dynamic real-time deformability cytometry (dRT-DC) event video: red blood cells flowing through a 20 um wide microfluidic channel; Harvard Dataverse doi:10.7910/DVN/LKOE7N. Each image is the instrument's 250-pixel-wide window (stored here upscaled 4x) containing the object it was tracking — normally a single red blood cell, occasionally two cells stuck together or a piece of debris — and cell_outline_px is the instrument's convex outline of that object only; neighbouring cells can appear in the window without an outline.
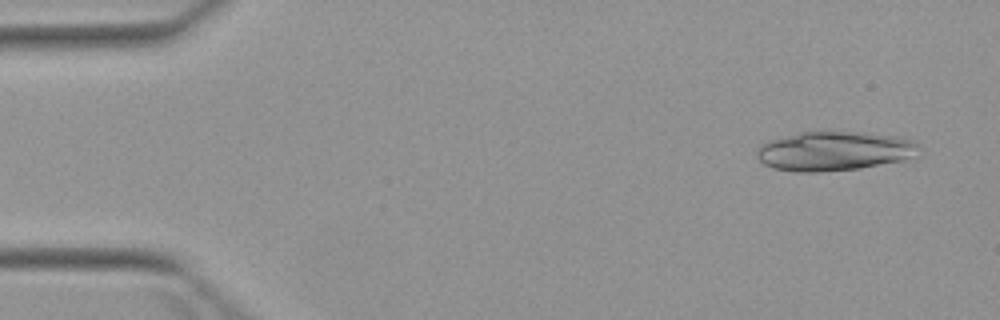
{"species": "Egyptian fruit bat (a non-hibernating species)", "species_latin": "Rousettus aegyptiacus", "temperature_condition": "warm", "stored_images_in_passage": 4, "camera_frame_rate_fps": 3000, "um_per_image_px": 0.085, "animal": {"sex": "female"}, "frame": {"image": 1, "passage_image": 1, "time_ms": 0.0, "image_size_px": [1000, 320], "cell_outline_px": [[920, 156], [916, 160], [860, 168], [820, 172], [796, 172], [772, 168], [764, 164], [756, 156], [756, 148], [760, 144], [772, 140], [800, 132], [872, 132], [900, 136], [916, 140], [920, 144]], "centroid_in_image_um": [71.08, 12.85], "position_along_channel_um": 13.9, "area_um2": 38.32}}